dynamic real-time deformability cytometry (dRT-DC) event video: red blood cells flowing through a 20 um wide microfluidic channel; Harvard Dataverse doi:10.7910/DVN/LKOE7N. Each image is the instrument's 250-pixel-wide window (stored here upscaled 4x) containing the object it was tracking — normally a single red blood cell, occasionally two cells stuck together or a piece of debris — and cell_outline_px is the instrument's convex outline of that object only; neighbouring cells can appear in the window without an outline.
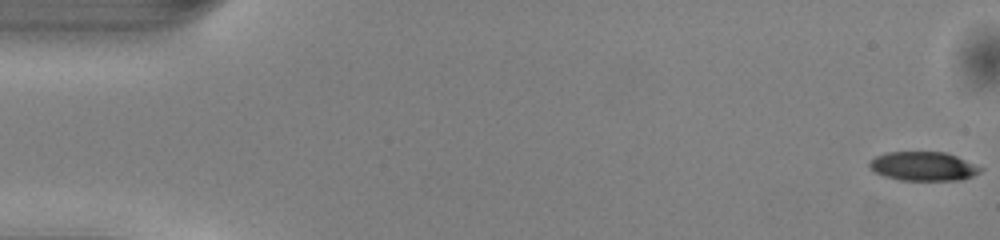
{"species": "common noctule bat (a hibernating species)", "species_latin": "Nyctalus noctula", "temperature_condition": "warm", "stored_images_in_passage": 50, "camera_frame_rate_fps": 3000, "um_per_image_px": 0.085, "animal": {"sex": "male", "body_mass_g": 13.0, "forearm_length_mm": 53.1}, "frame": {"image": 1, "passage_image": 1, "time_ms": 0.0, "image_size_px": [1000, 240], "cell_outline_px": [[984, 168], [980, 172], [972, 176], [960, 180], [900, 180], [884, 176], [876, 172], [868, 164], [876, 156], [888, 152], [944, 152], [956, 156]], "centroid_in_image_um": [78.51, 14.13], "position_along_channel_um": 6.5, "area_um2": 18.55}}
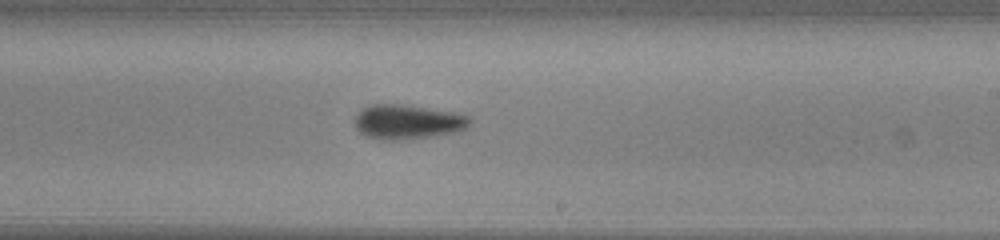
{"frame": {"image": 2, "passage_image": 30, "time_ms": 9.667, "image_size_px": [1000, 240], "cell_outline_px": [[472, 124], [468, 128], [456, 132], [436, 136], [408, 140], [380, 140], [364, 136], [356, 128], [356, 116], [368, 104], [400, 104], [456, 112], [468, 116], [472, 120]], "centroid_in_image_um": [34.69, 10.38], "position_along_channel_um": 254.3, "area_um2": 23.52}}
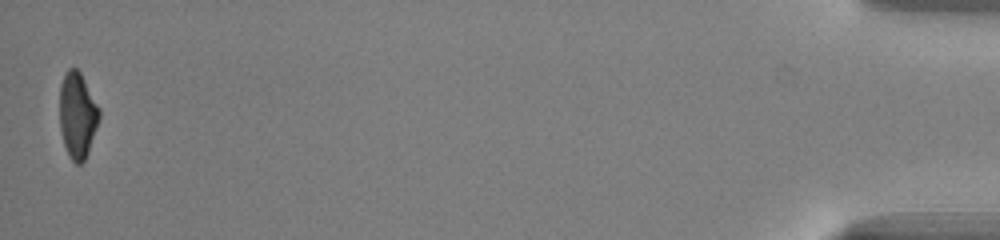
{"frame": {"image": 3, "passage_image": 50, "time_ms": 16.333, "image_size_px": [1000, 240], "cell_outline_px": [[100, 116], [88, 152], [84, 160], [80, 164], [76, 164], [68, 156], [64, 144], [60, 128], [60, 84], [64, 72], [68, 68], [76, 68], [80, 72], [100, 108]], "centroid_in_image_um": [6.57, 9.77], "position_along_channel_um": 428.6, "area_um2": 19.83}, "authors_computed_cell_mechanics": {"area_um2": 21.4727, "velocity_mm_per_s": 4.1142, "shape_relaxation_time_tau1_ms": 3.0265, "shape_relaxation_time_tau2_ms": null, "deformation_change_tau1": 0.1218, "deformation_change_tau2": null}}